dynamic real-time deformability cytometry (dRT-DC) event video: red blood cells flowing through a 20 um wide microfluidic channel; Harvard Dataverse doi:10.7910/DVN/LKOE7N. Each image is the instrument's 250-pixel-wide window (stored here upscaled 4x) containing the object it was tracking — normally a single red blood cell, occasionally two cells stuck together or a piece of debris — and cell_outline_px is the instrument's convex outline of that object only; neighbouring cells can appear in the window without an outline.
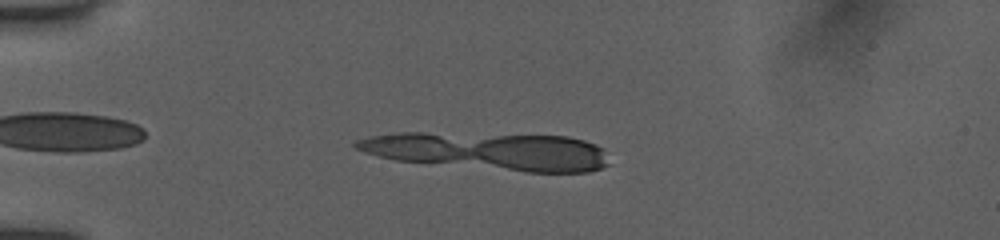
{"species": "human", "species_latin": "Homo sapiens", "temperature_condition": "room temperature", "stored_images_in_passage": 12, "camera_frame_rate_fps": 3000, "um_per_image_px": 0.085, "donor": {"sex": "female"}, "frame": {"image": 1, "passage_image": 9, "time_ms": 1.667, "image_size_px": [1000, 240], "cell_outline_px": [[608, 164], [600, 168], [588, 172], [528, 172], [396, 160], [364, 152], [356, 148], [352, 144], [356, 140], [368, 136], [400, 132], [424, 132], [568, 136], [584, 140], [596, 144], [604, 148]], "centroid_in_image_um": [41.57, 12.83], "position_along_channel_um": 43.4, "area_um2": 55.6}}